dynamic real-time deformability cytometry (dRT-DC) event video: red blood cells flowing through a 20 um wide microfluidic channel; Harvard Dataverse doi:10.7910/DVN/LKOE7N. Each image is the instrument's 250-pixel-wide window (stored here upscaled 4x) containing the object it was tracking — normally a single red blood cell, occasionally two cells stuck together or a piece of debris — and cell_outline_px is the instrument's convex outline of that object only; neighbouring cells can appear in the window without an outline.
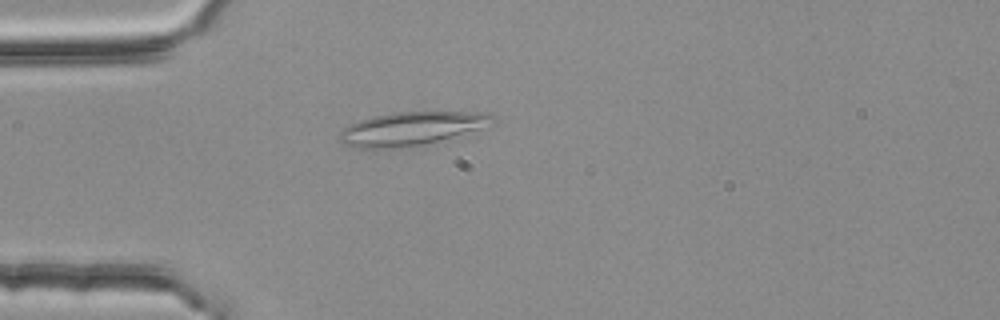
{"species": "common noctule bat (a hibernating species)", "species_latin": "Nyctalus noctula", "temperature_condition": "room temperature", "stored_images_in_passage": 3, "camera_frame_rate_fps": 3000, "um_per_image_px": 0.085, "animal": {"sex": "female", "body_mass_g": 25.1}, "frame": {"image": 1, "passage_image": 3, "time_ms": 0.667, "image_size_px": [1000, 320], "cell_outline_px": [[496, 120], [484, 128], [440, 140], [424, 144], [392, 148], [360, 148], [344, 144], [340, 140], [340, 132], [348, 124], [372, 116], [392, 112], [488, 112]], "centroid_in_image_um": [34.98, 10.91], "position_along_channel_um": 50.0, "area_um2": 29.65}}